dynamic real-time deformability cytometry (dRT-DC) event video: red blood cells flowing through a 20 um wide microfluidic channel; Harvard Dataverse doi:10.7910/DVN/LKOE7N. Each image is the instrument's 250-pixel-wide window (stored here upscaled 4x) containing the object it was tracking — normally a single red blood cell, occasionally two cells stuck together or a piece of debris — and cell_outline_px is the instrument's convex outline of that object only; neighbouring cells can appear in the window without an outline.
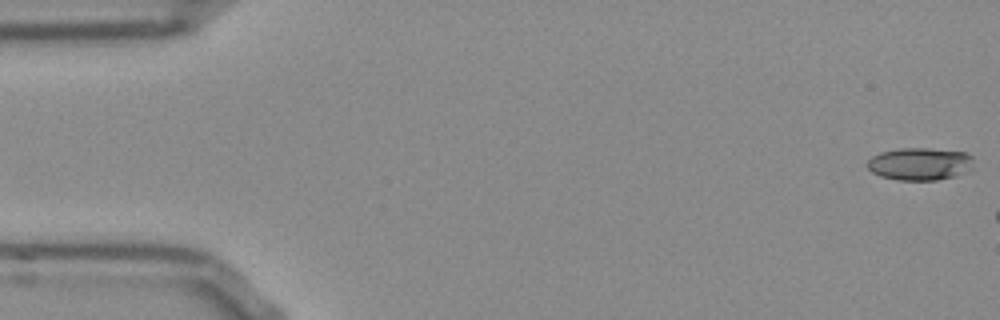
{"species": "Egyptian fruit bat (a non-hibernating species)", "species_latin": "Rousettus aegyptiacus", "temperature_condition": "room temperature", "stored_images_in_passage": 12, "camera_frame_rate_fps": 3000, "um_per_image_px": 0.085, "frame": {"image": 1, "passage_image": 1, "time_ms": 0.0, "image_size_px": [1000, 320], "cell_outline_px": [[972, 168], [956, 176], [936, 180], [900, 180], [880, 176], [872, 172], [864, 164], [872, 156], [880, 152], [900, 148], [928, 148], [964, 152], [972, 156]], "centroid_in_image_um": [78.15, 13.93], "position_along_channel_um": 6.8, "area_um2": 20.23}}